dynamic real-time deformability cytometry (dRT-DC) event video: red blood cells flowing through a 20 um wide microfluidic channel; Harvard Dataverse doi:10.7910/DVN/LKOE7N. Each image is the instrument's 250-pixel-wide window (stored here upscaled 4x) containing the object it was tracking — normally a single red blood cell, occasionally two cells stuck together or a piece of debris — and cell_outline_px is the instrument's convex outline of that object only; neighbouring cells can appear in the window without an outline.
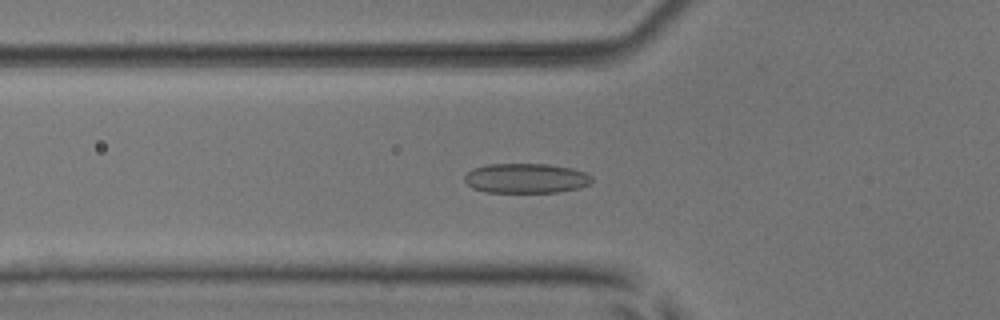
{"species": "common noctule bat (a hibernating species)", "species_latin": "Nyctalus noctula", "temperature_condition": "room temperature", "stored_images_in_passage": 54, "camera_frame_rate_fps": 3000, "um_per_image_px": 0.085, "animal": {"sex": "male", "body_mass_g": 17.9, "forearm_length_mm": 54.2}, "frame": {"image": 1, "passage_image": 19, "time_ms": 6.0, "image_size_px": [1000, 320], "cell_outline_px": [[592, 180], [588, 184], [576, 188], [556, 192], [488, 192], [472, 188], [464, 180], [464, 176], [472, 168], [488, 164], [548, 164], [572, 168], [588, 172], [592, 176]], "centroid_in_image_um": [44.7, 15.14], "position_along_channel_um": 81.1, "area_um2": 22.08}}
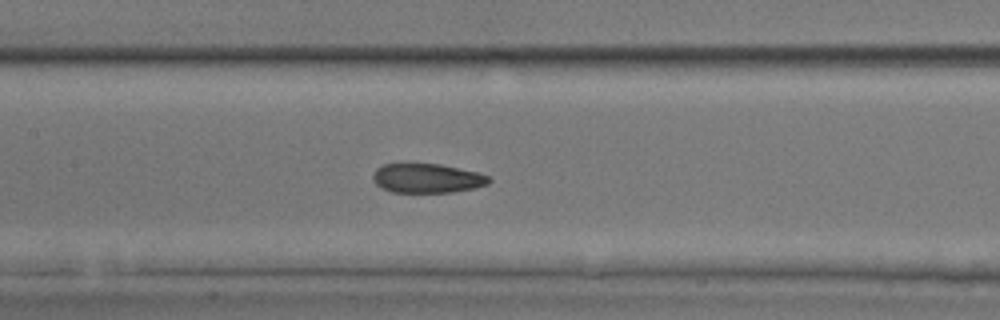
{"frame": {"image": 2, "passage_image": 26, "time_ms": 8.333, "image_size_px": [1000, 320], "cell_outline_px": [[492, 180], [488, 184], [476, 188], [452, 192], [392, 192], [380, 188], [376, 184], [372, 176], [376, 168], [384, 164], [404, 160], [440, 164], [476, 172], [488, 176]], "centroid_in_image_um": [36.24, 15.11], "position_along_channel_um": 171.2, "area_um2": 20.58}}
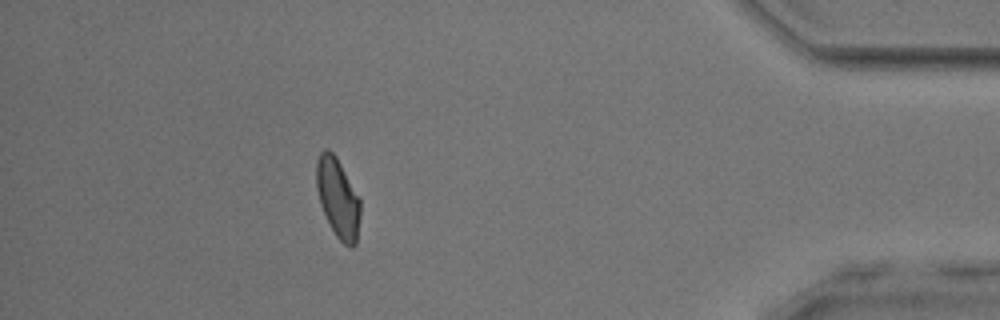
{"frame": {"image": 3, "passage_image": 48, "time_ms": 15.667, "image_size_px": [1000, 320], "cell_outline_px": [[360, 212], [356, 244], [352, 248], [344, 244], [336, 236], [320, 204], [316, 188], [316, 160], [320, 152], [324, 148], [328, 148], [336, 156], [360, 200]], "centroid_in_image_um": [28.7, 16.8], "position_along_channel_um": 406.5, "area_um2": 20.11}, "authors_computed_cell_mechanics": {"area_um2": 20.808, "velocity_mm_per_s": 3.8474, "shape_relaxation_time_tau1_ms": 5.4102, "shape_relaxation_time_tau2_ms": 1.8334, "deformation_change_tau1": 0.1375, "deformation_change_tau2": 0.0747}}